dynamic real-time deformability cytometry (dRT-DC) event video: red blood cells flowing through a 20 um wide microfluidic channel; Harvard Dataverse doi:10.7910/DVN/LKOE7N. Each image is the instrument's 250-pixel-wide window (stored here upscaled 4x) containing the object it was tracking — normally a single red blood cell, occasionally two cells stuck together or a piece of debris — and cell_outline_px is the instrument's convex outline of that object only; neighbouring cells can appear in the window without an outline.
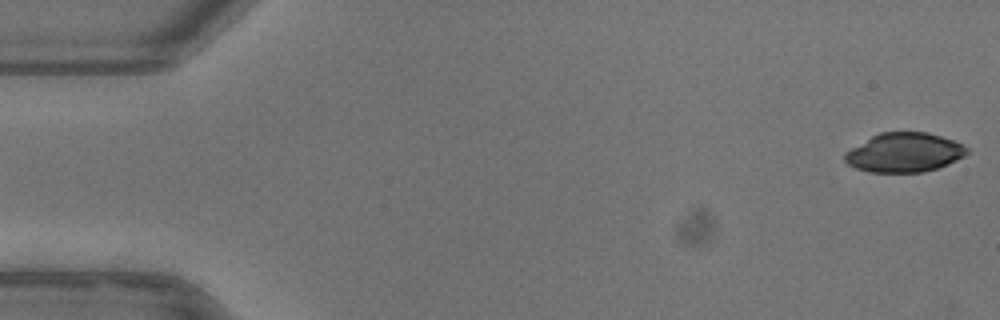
{"species": "common noctule bat (a hibernating species)", "species_latin": "Nyctalus noctula", "temperature_condition": "warm", "stored_images_in_passage": 52, "camera_frame_rate_fps": 3000, "um_per_image_px": 0.085, "animal": {"sex": "female"}, "frame": {"image": 1, "passage_image": 1, "time_ms": 0.0, "image_size_px": [1000, 320], "cell_outline_px": [[968, 152], [964, 156], [948, 164], [924, 172], [868, 172], [856, 168], [848, 164], [844, 160], [844, 152], [872, 136], [880, 132], [928, 132], [952, 140], [968, 148]], "centroid_in_image_um": [76.84, 12.97], "position_along_channel_um": 8.2, "area_um2": 27.8}}
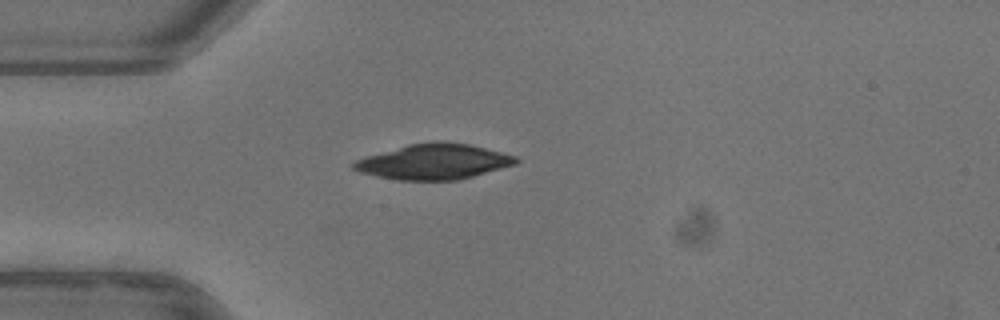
{"frame": {"image": 2, "passage_image": 14, "time_ms": 4.333, "image_size_px": [1000, 320], "cell_outline_px": [[520, 160], [516, 164], [460, 180], [396, 180], [376, 176], [360, 172], [352, 168], [352, 164], [356, 160], [364, 156], [408, 144], [468, 144], [516, 156]], "centroid_in_image_um": [36.84, 13.78], "position_along_channel_um": 48.2, "area_um2": 32.66}}
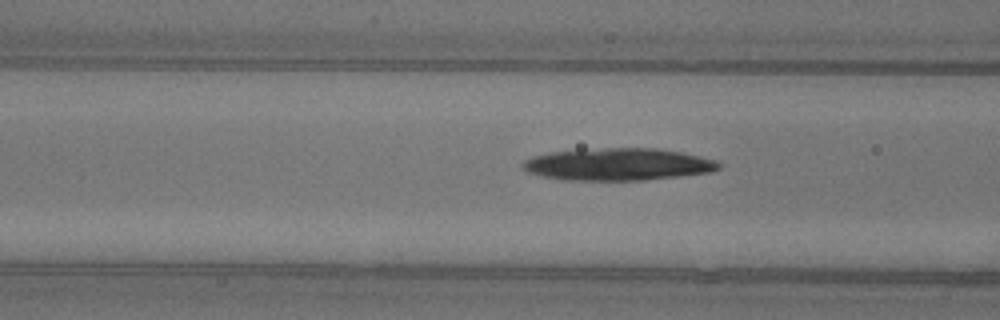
{"frame": {"image": 3, "passage_image": 20, "time_ms": 6.333, "image_size_px": [1000, 320], "cell_outline_px": [[720, 168], [712, 172], [680, 176], [644, 180], [564, 180], [544, 176], [528, 172], [520, 168], [520, 164], [524, 160], [532, 156], [548, 152], [604, 148], [656, 148], [680, 152], [716, 160], [720, 164]], "centroid_in_image_um": [52.5, 13.97], "position_along_channel_um": 114.1, "area_um2": 36.88}}